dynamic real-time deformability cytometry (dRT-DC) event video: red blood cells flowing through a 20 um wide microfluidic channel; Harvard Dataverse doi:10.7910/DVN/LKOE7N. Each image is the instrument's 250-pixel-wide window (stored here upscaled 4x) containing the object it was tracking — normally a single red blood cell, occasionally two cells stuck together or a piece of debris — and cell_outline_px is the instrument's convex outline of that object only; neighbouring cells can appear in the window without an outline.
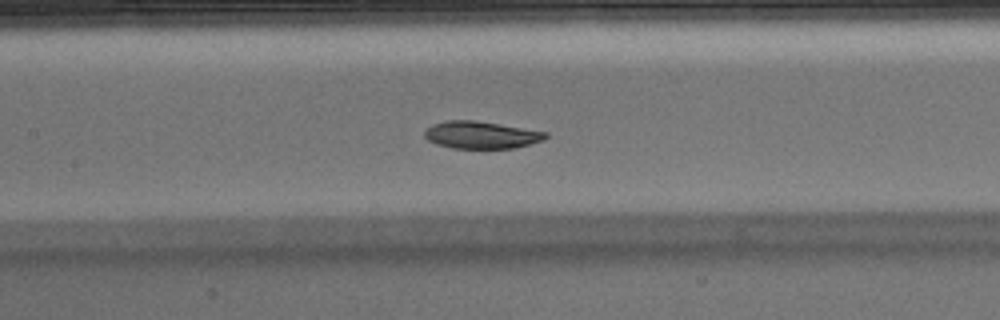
{"species": "Egyptian fruit bat (a non-hibernating species)", "species_latin": "Rousettus aegyptiacus", "temperature_condition": "warm", "stored_images_in_passage": 52, "camera_frame_rate_fps": 3000, "um_per_image_px": 0.085, "animal": {"sex": "male"}, "frame": {"image": 1, "passage_image": 23, "time_ms": 7.333, "image_size_px": [1000, 320], "cell_outline_px": [[548, 136], [544, 140], [516, 148], [452, 148], [436, 144], [428, 140], [424, 136], [424, 132], [432, 124], [448, 120], [476, 120], [548, 132]], "centroid_in_image_um": [40.91, 11.47], "position_along_channel_um": 166.5, "area_um2": 19.31}, "authors_computed_cell_mechanics": {"area_um2": 20.2011, "velocity_mm_per_s": 3.8834, "shape_relaxation_time_tau1_ms": 3.5391, "shape_relaxation_time_tau2_ms": null, "deformation_change_tau1": 0.1296, "deformation_change_tau2": null}}